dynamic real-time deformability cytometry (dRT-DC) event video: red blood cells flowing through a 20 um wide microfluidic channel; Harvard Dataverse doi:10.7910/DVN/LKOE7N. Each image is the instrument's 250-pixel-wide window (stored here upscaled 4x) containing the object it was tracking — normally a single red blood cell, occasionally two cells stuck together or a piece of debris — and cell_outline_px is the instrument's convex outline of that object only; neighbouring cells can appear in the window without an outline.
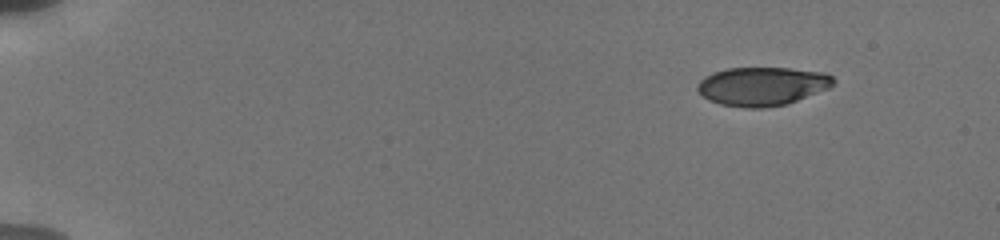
{"species": "human", "species_latin": "Homo sapiens", "temperature_condition": "cold", "stored_images_in_passage": 20, "camera_frame_rate_fps": 3000, "um_per_image_px": 0.085, "donor": {"sex": "male"}, "frame": {"image": 1, "passage_image": 1, "time_ms": 0.0, "image_size_px": [1000, 240], "cell_outline_px": [[836, 84], [828, 88], [796, 100], [784, 104], [760, 108], [744, 108], [720, 104], [708, 100], [696, 88], [696, 84], [704, 76], [712, 72], [728, 68], [788, 68], [824, 72], [832, 76], [836, 80]], "centroid_in_image_um": [64.76, 7.32], "position_along_channel_um": 20.2, "area_um2": 30.58}}
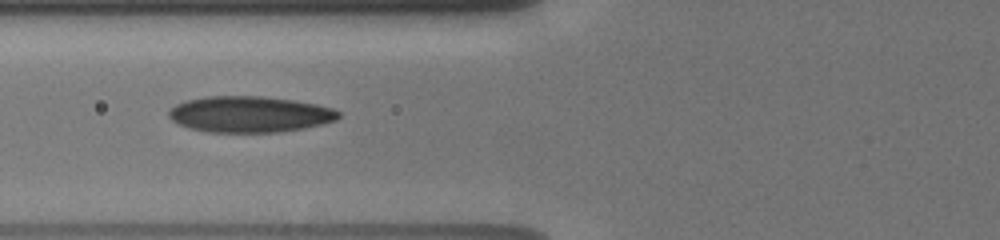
{"frame": {"image": 2, "passage_image": 11, "time_ms": 5.667, "image_size_px": [1000, 240], "cell_outline_px": [[340, 116], [336, 120], [304, 128], [276, 132], [208, 132], [188, 128], [172, 120], [168, 116], [168, 112], [176, 104], [188, 100], [208, 96], [264, 96], [292, 100], [316, 104], [332, 108], [340, 112]], "centroid_in_image_um": [21.21, 9.71], "position_along_channel_um": 104.6, "area_um2": 35.55}}
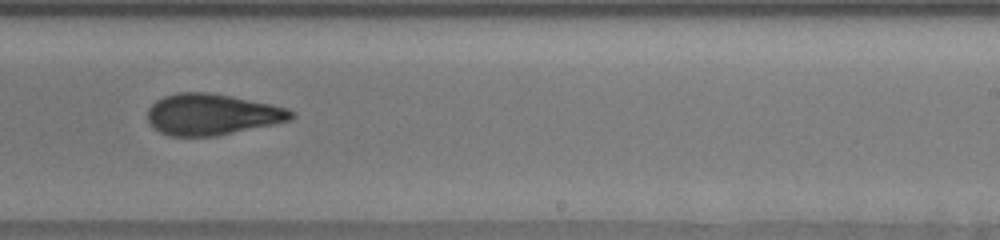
{"frame": {"image": 3, "passage_image": 19, "time_ms": 10.0, "image_size_px": [1000, 240], "cell_outline_px": [[296, 116], [292, 120], [216, 136], [168, 136], [152, 128], [148, 120], [148, 108], [156, 100], [164, 96], [176, 92], [208, 92], [232, 96], [272, 104], [288, 108], [296, 112]], "centroid_in_image_um": [18.03, 9.72], "position_along_channel_um": 271.0, "area_um2": 34.8}}